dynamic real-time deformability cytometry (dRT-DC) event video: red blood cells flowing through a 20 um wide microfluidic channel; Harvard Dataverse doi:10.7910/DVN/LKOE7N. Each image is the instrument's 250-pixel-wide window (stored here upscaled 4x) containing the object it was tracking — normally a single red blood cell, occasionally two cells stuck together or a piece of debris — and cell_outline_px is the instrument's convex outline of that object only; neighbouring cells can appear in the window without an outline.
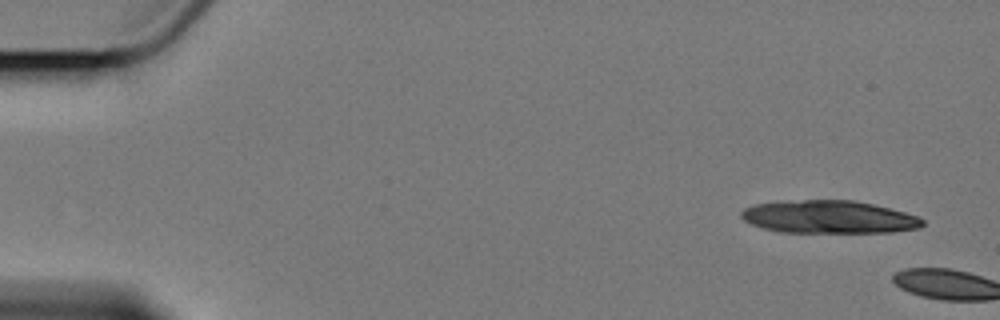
{"species": "Egyptian fruit bat (a non-hibernating species)", "species_latin": "Rousettus aegyptiacus", "temperature_condition": "cold", "stored_images_in_passage": 2, "camera_frame_rate_fps": 3000, "um_per_image_px": 0.085, "animal": {"sex": "female"}, "frame": {"image": 1, "passage_image": 1, "time_ms": 0.0, "image_size_px": [1000, 320], "cell_outline_px": [[924, 224], [920, 228], [892, 232], [780, 232], [764, 228], [752, 224], [744, 220], [740, 216], [740, 212], [744, 208], [752, 204], [804, 200], [852, 200], [872, 204], [904, 212], [916, 216], [924, 220]], "centroid_in_image_um": [70.45, 18.44], "position_along_channel_um": 14.6, "area_um2": 34.45}}